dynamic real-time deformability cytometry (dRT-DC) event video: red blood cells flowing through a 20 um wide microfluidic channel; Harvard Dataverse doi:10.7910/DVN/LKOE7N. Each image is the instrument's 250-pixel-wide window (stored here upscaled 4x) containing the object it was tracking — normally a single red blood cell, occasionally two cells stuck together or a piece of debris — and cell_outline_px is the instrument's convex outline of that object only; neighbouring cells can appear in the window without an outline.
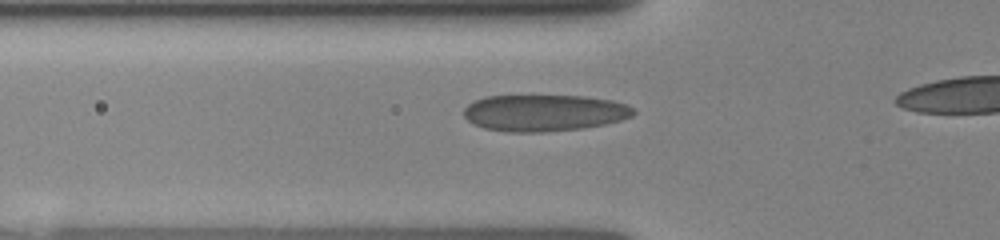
{"species": "human", "species_latin": "Homo sapiens", "temperature_condition": "room temperature", "stored_images_in_passage": 4, "segment_of_instrument_passage": [1, 2], "camera_frame_rate_fps": 3000, "um_per_image_px": 0.085, "donor": {"sex": "female"}, "frame": {"image": 1, "passage_image": 3, "time_ms": 1.0, "image_size_px": [1000, 240], "cell_outline_px": [[636, 112], [632, 116], [620, 120], [604, 124], [584, 128], [544, 132], [508, 132], [484, 128], [472, 124], [464, 116], [464, 108], [472, 100], [484, 96], [584, 96], [612, 100], [624, 104], [632, 108]], "centroid_in_image_um": [46.21, 9.59], "position_along_channel_um": 79.6, "area_um2": 36.3}}